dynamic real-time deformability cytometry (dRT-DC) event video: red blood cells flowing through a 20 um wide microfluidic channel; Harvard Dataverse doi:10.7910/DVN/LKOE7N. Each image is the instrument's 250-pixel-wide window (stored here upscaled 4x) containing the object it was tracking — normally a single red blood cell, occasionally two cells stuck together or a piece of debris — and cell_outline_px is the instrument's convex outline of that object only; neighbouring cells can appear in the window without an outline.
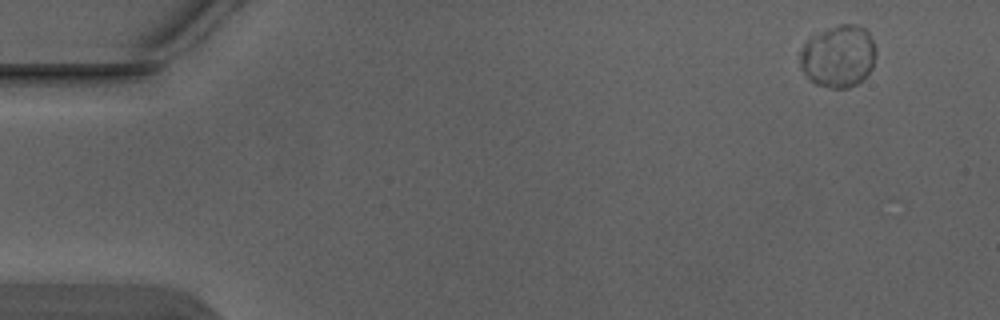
{"species": "Egyptian fruit bat (a non-hibernating species)", "species_latin": "Rousettus aegyptiacus", "temperature_condition": "warm", "stored_images_in_passage": 5, "camera_frame_rate_fps": 3000, "um_per_image_px": 0.085, "animal": {"sex": "male"}, "frame": {"image": 1, "passage_image": 1, "time_ms": 0.0, "image_size_px": [1000, 320], "cell_outline_px": [[876, 52], [872, 68], [856, 84], [848, 88], [832, 88], [816, 84], [804, 72], [800, 64], [800, 52], [808, 36], [840, 24], [856, 24], [864, 28], [868, 32], [872, 40]], "centroid_in_image_um": [71.25, 4.76], "position_along_channel_um": 13.8, "area_um2": 27.34}}